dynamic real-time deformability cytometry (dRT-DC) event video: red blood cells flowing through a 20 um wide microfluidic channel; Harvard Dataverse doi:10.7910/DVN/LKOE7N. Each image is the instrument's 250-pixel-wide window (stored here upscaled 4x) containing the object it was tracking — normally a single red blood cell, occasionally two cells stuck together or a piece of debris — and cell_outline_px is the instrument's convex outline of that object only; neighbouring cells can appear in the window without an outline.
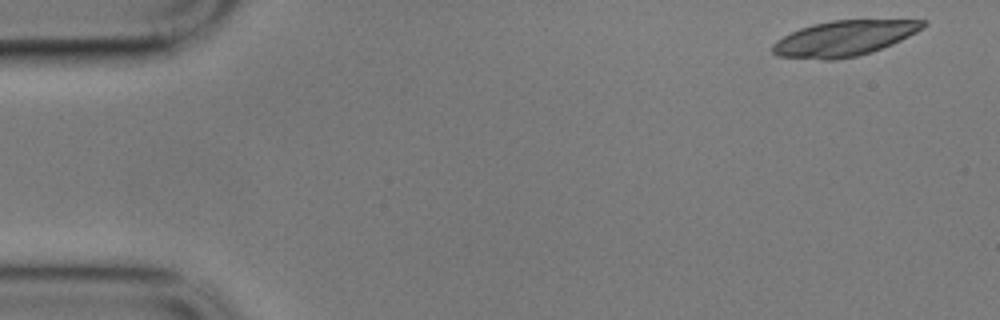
{"species": "common noctule bat (a hibernating species)", "species_latin": "Nyctalus noctula", "temperature_condition": "cold", "stored_images_in_passage": 6, "camera_frame_rate_fps": 3000, "um_per_image_px": 0.085, "animal": {"sex": "male", "body_mass_g": 17.9}, "frame": {"image": 1, "passage_image": 1, "time_ms": 0.0, "image_size_px": [1000, 320], "cell_outline_px": [[928, 24], [924, 28], [892, 44], [872, 52], [856, 56], [832, 60], [824, 60], [776, 56], [772, 52], [772, 44], [776, 40], [800, 28], [812, 24], [832, 20], [928, 20]], "centroid_in_image_um": [71.74, 3.26], "position_along_channel_um": 13.3, "area_um2": 31.04}}